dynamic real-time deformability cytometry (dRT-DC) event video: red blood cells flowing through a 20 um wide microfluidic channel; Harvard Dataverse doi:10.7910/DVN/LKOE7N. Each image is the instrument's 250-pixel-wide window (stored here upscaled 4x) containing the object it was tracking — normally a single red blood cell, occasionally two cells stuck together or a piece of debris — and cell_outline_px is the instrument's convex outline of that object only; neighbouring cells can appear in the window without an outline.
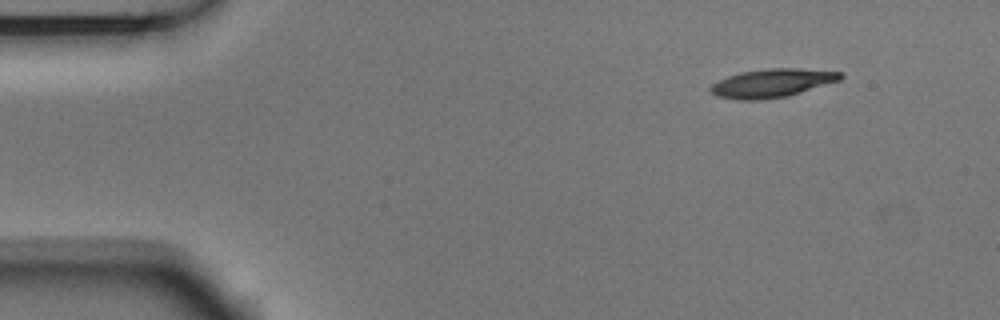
{"species": "Egyptian fruit bat (a non-hibernating species)", "species_latin": "Rousettus aegyptiacus", "temperature_condition": "room temperature", "stored_images_in_passage": 9, "camera_frame_rate_fps": 3000, "um_per_image_px": 0.085, "animal": {"sex": "male"}, "frame": {"image": 1, "passage_image": 1, "time_ms": 0.0, "image_size_px": [1000, 320], "cell_outline_px": [[844, 76], [840, 80], [788, 96], [764, 100], [736, 100], [716, 96], [708, 88], [712, 84], [728, 76], [740, 72], [768, 68], [796, 68], [844, 72]], "centroid_in_image_um": [65.63, 7.07], "position_along_channel_um": 19.4, "area_um2": 21.68}}
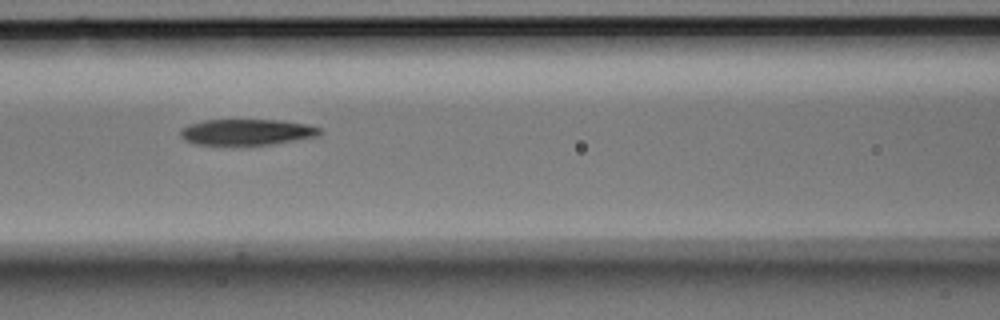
{"frame": {"image": 2, "passage_image": 6, "time_ms": 1.667, "image_size_px": [1000, 320], "cell_outline_px": [[324, 132], [320, 136], [272, 144], [224, 148], [192, 144], [184, 140], [180, 136], [180, 128], [188, 124], [204, 120], [280, 120], [308, 124], [320, 128]], "centroid_in_image_um": [20.91, 11.27], "position_along_channel_um": 145.7, "area_um2": 22.37}}
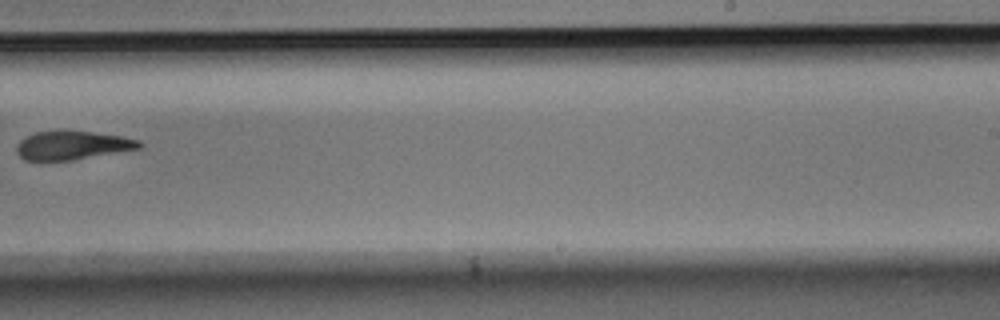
{"frame": {"image": 3, "passage_image": 9, "time_ms": 2.667, "image_size_px": [1000, 320], "cell_outline_px": [[144, 144], [140, 148], [72, 160], [24, 160], [16, 152], [16, 144], [20, 140], [36, 132], [64, 128], [124, 136], [140, 140]], "centroid_in_image_um": [6.15, 12.31], "position_along_channel_um": 282.8, "area_um2": 20.98}}